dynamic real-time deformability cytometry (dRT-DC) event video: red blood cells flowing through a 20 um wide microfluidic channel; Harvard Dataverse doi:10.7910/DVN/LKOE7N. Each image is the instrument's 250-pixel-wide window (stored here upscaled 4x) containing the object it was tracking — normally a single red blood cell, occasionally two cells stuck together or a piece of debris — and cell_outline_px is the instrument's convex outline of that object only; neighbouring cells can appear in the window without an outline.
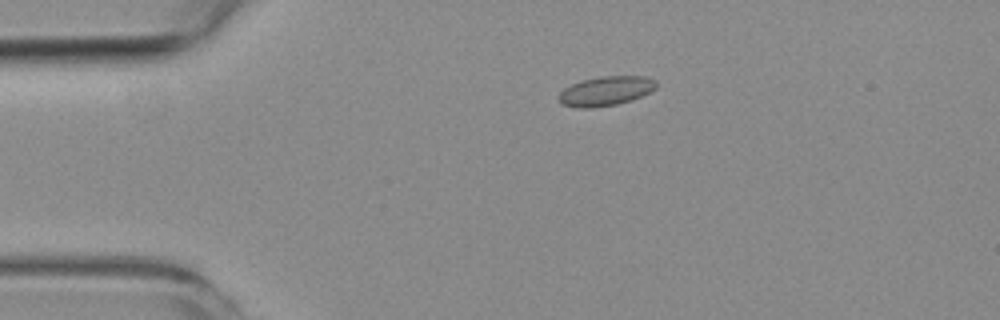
{"species": "common noctule bat (a hibernating species)", "species_latin": "Nyctalus noctula", "temperature_condition": "room temperature", "stored_images_in_passage": 7, "camera_frame_rate_fps": 3000, "um_per_image_px": 0.085, "animal": {"sex": "female", "body_mass_g": 19.3, "forearm_length_mm": 54.1}, "frame": {"image": 1, "passage_image": 4, "time_ms": 3.667, "image_size_px": [1000, 320], "cell_outline_px": [[656, 88], [632, 100], [616, 104], [592, 108], [576, 108], [560, 104], [556, 96], [564, 88], [580, 80], [600, 76], [648, 76], [656, 80]], "centroid_in_image_um": [51.44, 7.73], "position_along_channel_um": 33.6, "area_um2": 16.94}}
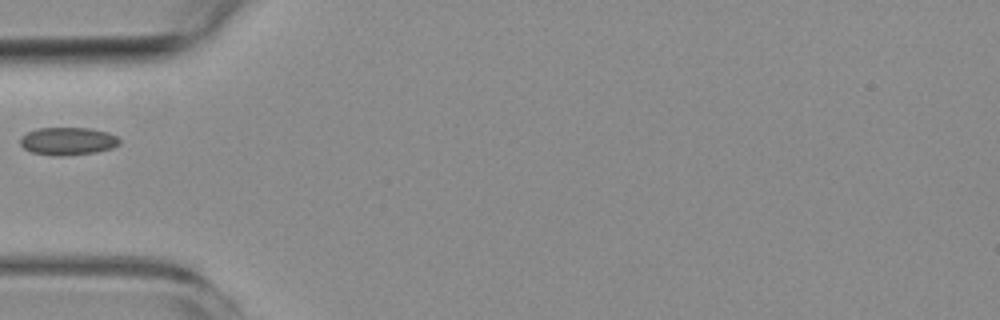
{"frame": {"image": 2, "passage_image": 6, "time_ms": 6.0, "image_size_px": [1000, 320], "cell_outline_px": [[120, 144], [112, 148], [96, 152], [64, 156], [56, 156], [32, 152], [24, 148], [20, 144], [20, 136], [36, 128], [88, 128], [108, 132], [116, 136], [120, 140]], "centroid_in_image_um": [5.76, 12.0], "position_along_channel_um": 79.2, "area_um2": 16.13}}
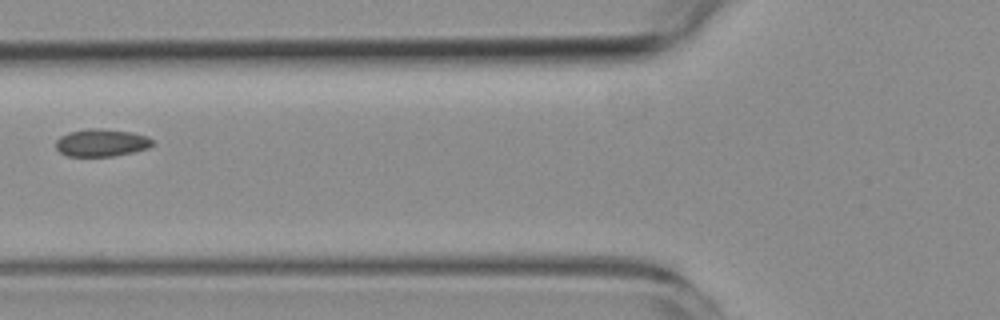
{"frame": {"image": 3, "passage_image": 7, "time_ms": 7.0, "image_size_px": [1000, 320], "cell_outline_px": [[156, 144], [148, 148], [132, 152], [112, 156], [68, 156], [60, 152], [56, 148], [56, 140], [60, 136], [68, 132], [88, 128], [100, 128], [132, 132], [148, 136]], "centroid_in_image_um": [8.63, 12.12], "position_along_channel_um": 117.2, "area_um2": 15.61}}